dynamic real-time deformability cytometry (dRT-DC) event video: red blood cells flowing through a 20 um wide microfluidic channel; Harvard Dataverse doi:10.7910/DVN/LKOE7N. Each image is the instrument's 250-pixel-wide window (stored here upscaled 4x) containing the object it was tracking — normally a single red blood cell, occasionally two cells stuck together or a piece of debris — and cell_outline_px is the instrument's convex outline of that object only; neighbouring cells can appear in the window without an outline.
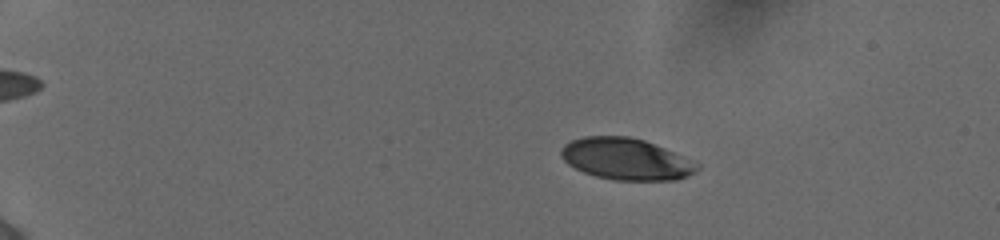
{"species": "human", "species_latin": "Homo sapiens", "temperature_condition": "cold", "stored_images_in_passage": 45, "camera_frame_rate_fps": 3000, "um_per_image_px": 0.085, "donor": {"sex": "female"}, "frame": {"image": 1, "passage_image": 1, "time_ms": 0.0, "image_size_px": [1000, 240], "cell_outline_px": [[700, 168], [696, 172], [688, 176], [676, 180], [616, 180], [596, 176], [584, 172], [568, 164], [560, 156], [560, 152], [564, 144], [572, 140], [584, 136], [628, 136], [644, 140], [664, 148], [692, 160], [700, 164]], "centroid_in_image_um": [53.23, 13.52], "position_along_channel_um": 31.8, "area_um2": 32.95}}
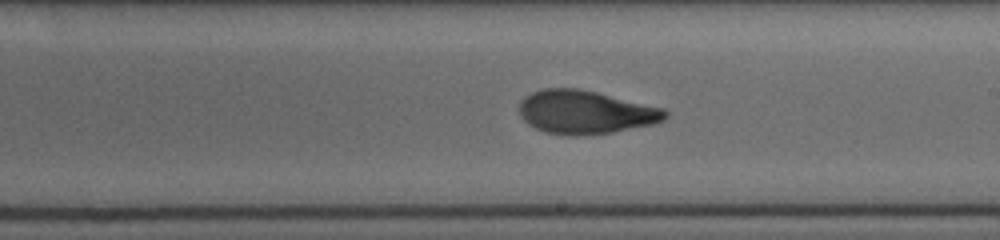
{"frame": {"image": 2, "passage_image": 25, "time_ms": 8.0, "image_size_px": [1000, 240], "cell_outline_px": [[668, 116], [664, 120], [652, 124], [612, 132], [576, 136], [572, 136], [544, 132], [528, 124], [520, 116], [520, 100], [524, 96], [532, 92], [544, 88], [580, 88], [664, 108], [668, 112]], "centroid_in_image_um": [49.74, 9.53], "position_along_channel_um": 239.3, "area_um2": 36.99}}
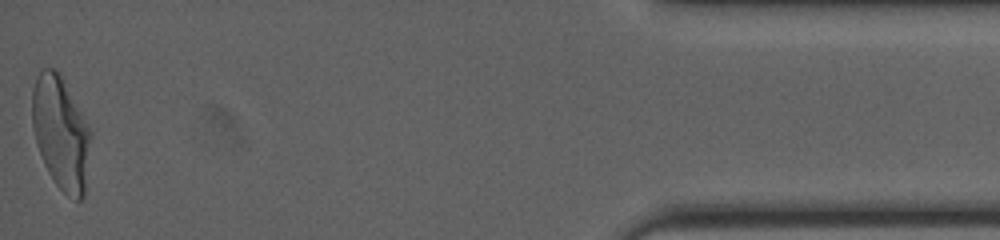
{"frame": {"image": 3, "passage_image": 45, "time_ms": 14.667, "image_size_px": [1000, 240], "cell_outline_px": [[92, 136], [84, 196], [80, 200], [76, 200], [68, 196], [56, 184], [48, 172], [44, 164], [36, 144], [32, 124], [32, 88], [36, 76], [40, 68], [52, 68], [60, 72], [92, 132]], "centroid_in_image_um": [5.17, 11.27], "position_along_channel_um": 430.0, "area_um2": 38.96}, "authors_computed_cell_mechanics": {"area_um2": 36.8186, "velocity_mm_per_s": 3.8821, "shape_relaxation_time_tau1_ms": 4.8179, "shape_relaxation_time_tau2_ms": 1.4952, "deformation_change_tau1": 0.1822, "deformation_change_tau2": 0.0683}}